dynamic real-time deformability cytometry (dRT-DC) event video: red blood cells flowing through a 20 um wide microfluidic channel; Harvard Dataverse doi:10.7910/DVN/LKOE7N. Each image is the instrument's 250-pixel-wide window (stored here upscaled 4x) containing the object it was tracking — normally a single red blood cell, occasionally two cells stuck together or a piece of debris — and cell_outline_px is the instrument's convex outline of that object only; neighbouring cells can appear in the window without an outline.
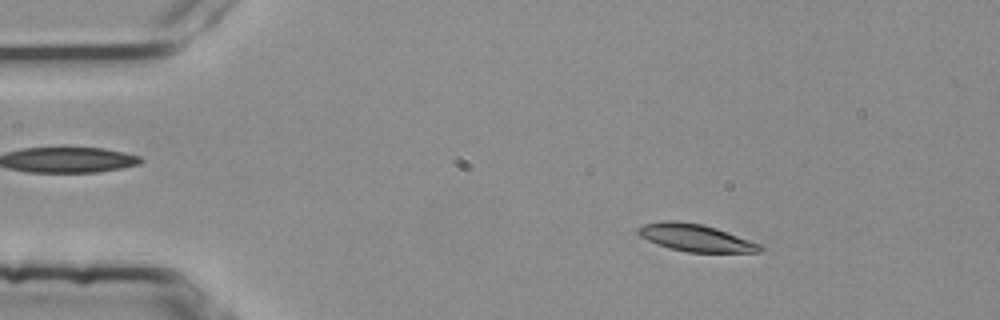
{"species": "common noctule bat (a hibernating species)", "species_latin": "Nyctalus noctula", "temperature_condition": "room temperature", "stored_images_in_passage": 51, "camera_frame_rate_fps": 3000, "um_per_image_px": 0.085, "animal": {"sex": "female", "body_mass_g": 25.1}, "frame": {"image": 1, "passage_image": 8, "time_ms": 2.333, "image_size_px": [1000, 320], "cell_outline_px": [[764, 248], [760, 252], [688, 252], [668, 248], [656, 244], [640, 236], [636, 232], [636, 228], [644, 224], [660, 220], [676, 220], [700, 224], [716, 228], [760, 244]], "centroid_in_image_um": [59.06, 20.2], "position_along_channel_um": 25.9, "area_um2": 19.36}}
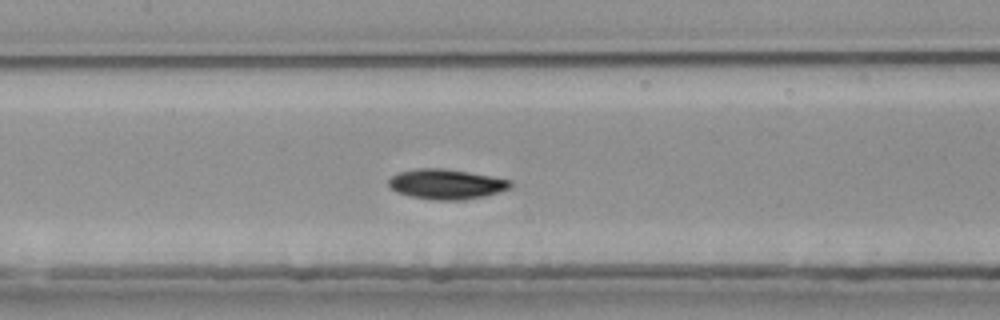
{"frame": {"image": 2, "passage_image": 25, "time_ms": 8.0, "image_size_px": [1000, 320], "cell_outline_px": [[512, 184], [508, 188], [484, 196], [456, 200], [436, 200], [412, 196], [396, 192], [388, 184], [388, 180], [396, 172], [416, 168], [444, 168], [468, 172], [512, 180]], "centroid_in_image_um": [37.88, 15.63], "position_along_channel_um": 169.5, "area_um2": 21.1}}
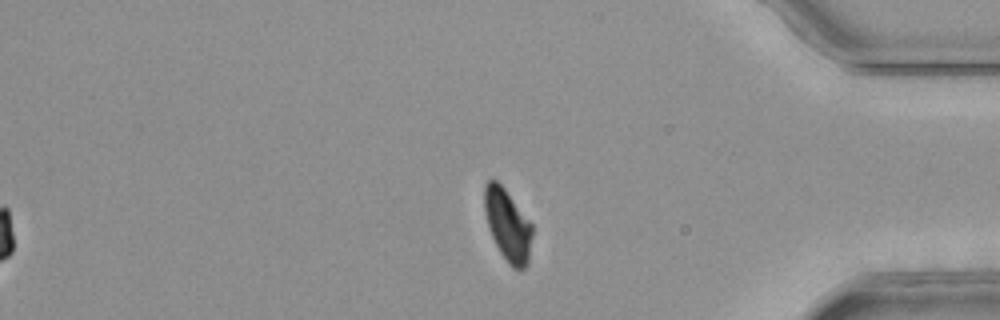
{"frame": {"image": 3, "passage_image": 45, "time_ms": 14.667, "image_size_px": [1000, 320], "cell_outline_px": [[532, 232], [528, 264], [524, 268], [512, 268], [508, 264], [500, 252], [488, 228], [484, 212], [484, 184], [492, 176], [504, 188], [532, 224]], "centroid_in_image_um": [43.12, 19.1], "position_along_channel_um": 392.1, "area_um2": 20.0}, "authors_computed_cell_mechanics": {"area_um2": 20.4612, "velocity_mm_per_s": 3.7596, "shape_relaxation_time_tau1_ms": 3.6626, "shape_relaxation_time_tau2_ms": 5.9789, "deformation_change_tau1": 0.1471, "deformation_change_tau2": 0.074}}